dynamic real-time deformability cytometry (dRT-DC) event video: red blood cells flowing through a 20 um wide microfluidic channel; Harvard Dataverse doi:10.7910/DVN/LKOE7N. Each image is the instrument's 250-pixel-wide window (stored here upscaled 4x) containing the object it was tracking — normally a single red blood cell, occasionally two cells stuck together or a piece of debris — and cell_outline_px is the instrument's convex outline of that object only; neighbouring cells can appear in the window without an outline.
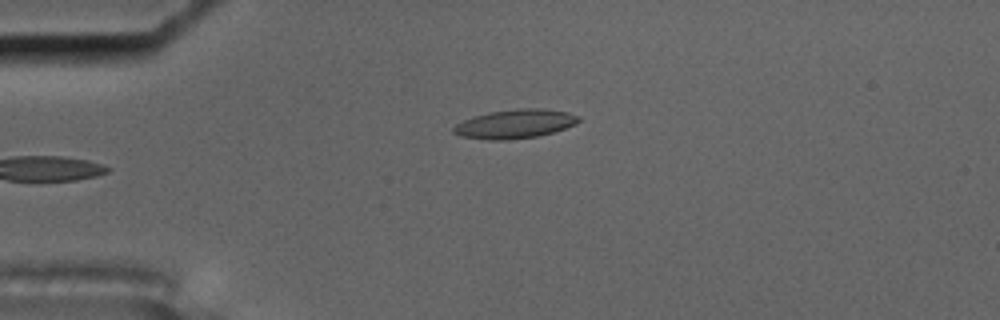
{"species": "common noctule bat (a hibernating species)", "species_latin": "Nyctalus noctula", "temperature_condition": "cold", "stored_images_in_passage": 38, "camera_frame_rate_fps": 3000, "um_per_image_px": 0.085, "animal": {"sex": "male", "body_mass_g": 17.5, "forearm_length_mm": 52.3}, "frame": {"image": 1, "passage_image": 1, "time_ms": 0.0, "image_size_px": [1000, 320], "cell_outline_px": [[580, 120], [576, 124], [552, 132], [536, 136], [508, 140], [488, 140], [460, 136], [452, 132], [452, 128], [456, 124], [464, 120], [488, 112], [516, 108], [540, 108], [568, 112], [580, 116]], "centroid_in_image_um": [43.76, 10.53], "position_along_channel_um": 41.2, "area_um2": 21.1}, "authors_computed_cell_mechanics": {"area_um2": 20.8658, "velocity_mm_per_s": 3.5387, "shape_relaxation_time_tau1_ms": null, "shape_relaxation_time_tau2_ms": 2.0429, "deformation_change_tau1": null, "deformation_change_tau2": 0.0924}}